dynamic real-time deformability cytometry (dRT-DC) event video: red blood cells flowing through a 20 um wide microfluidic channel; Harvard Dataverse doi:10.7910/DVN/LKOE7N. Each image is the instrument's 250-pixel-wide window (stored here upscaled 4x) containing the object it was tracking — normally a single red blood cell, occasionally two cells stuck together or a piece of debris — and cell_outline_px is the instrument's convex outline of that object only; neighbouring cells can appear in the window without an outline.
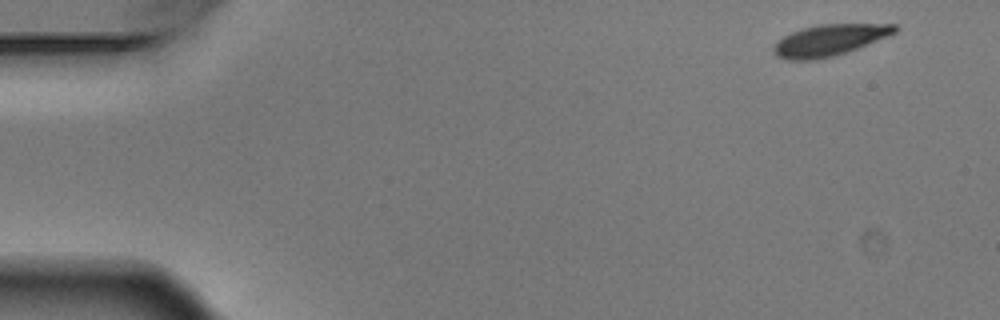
{"species": "Egyptian fruit bat (a non-hibernating species)", "species_latin": "Rousettus aegyptiacus", "temperature_condition": "warm", "stored_images_in_passage": 7, "camera_frame_rate_fps": 3000, "um_per_image_px": 0.085, "animal": {"sex": "male"}, "frame": {"image": 1, "passage_image": 1, "time_ms": 0.0, "image_size_px": [1000, 320], "cell_outline_px": [[900, 28], [896, 32], [856, 48], [832, 56], [812, 60], [788, 60], [776, 56], [772, 52], [772, 48], [784, 36], [792, 32], [804, 28], [820, 24], [896, 24]], "centroid_in_image_um": [70.48, 3.41], "position_along_channel_um": 14.5, "area_um2": 21.68}}
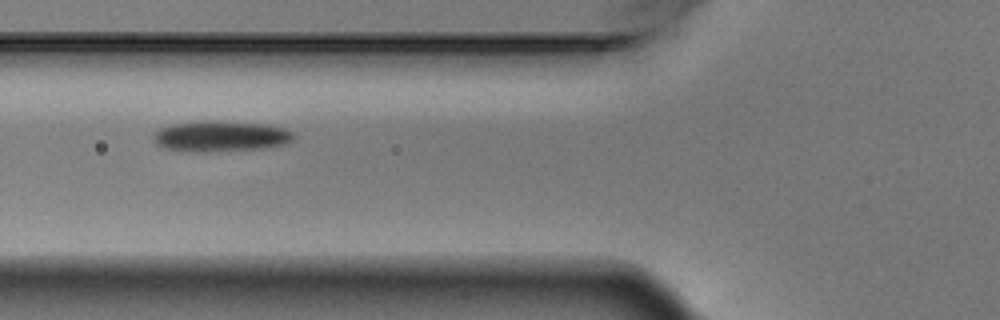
{"frame": {"image": 2, "passage_image": 6, "time_ms": 1.667, "image_size_px": [1000, 320], "cell_outline_px": [[296, 136], [292, 140], [284, 144], [260, 148], [196, 152], [164, 148], [156, 144], [152, 136], [160, 128], [172, 124], [200, 120], [220, 120], [268, 124], [284, 128], [292, 132]], "centroid_in_image_um": [18.75, 11.55], "position_along_channel_um": 107.1, "area_um2": 25.2}}
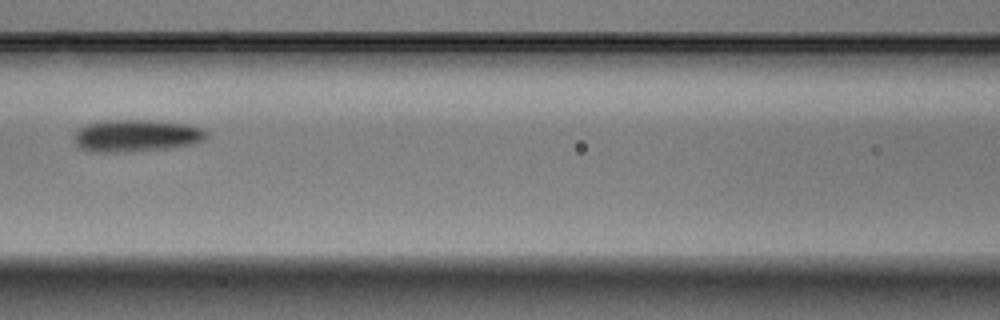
{"frame": {"image": 3, "passage_image": 7, "time_ms": 2.0, "image_size_px": [1000, 320], "cell_outline_px": [[208, 136], [204, 140], [196, 144], [172, 148], [132, 152], [88, 152], [80, 148], [76, 144], [76, 132], [84, 124], [104, 120], [152, 120], [184, 124], [200, 128], [208, 132]], "centroid_in_image_um": [11.6, 11.55], "position_along_channel_um": 155.0, "area_um2": 25.14}}